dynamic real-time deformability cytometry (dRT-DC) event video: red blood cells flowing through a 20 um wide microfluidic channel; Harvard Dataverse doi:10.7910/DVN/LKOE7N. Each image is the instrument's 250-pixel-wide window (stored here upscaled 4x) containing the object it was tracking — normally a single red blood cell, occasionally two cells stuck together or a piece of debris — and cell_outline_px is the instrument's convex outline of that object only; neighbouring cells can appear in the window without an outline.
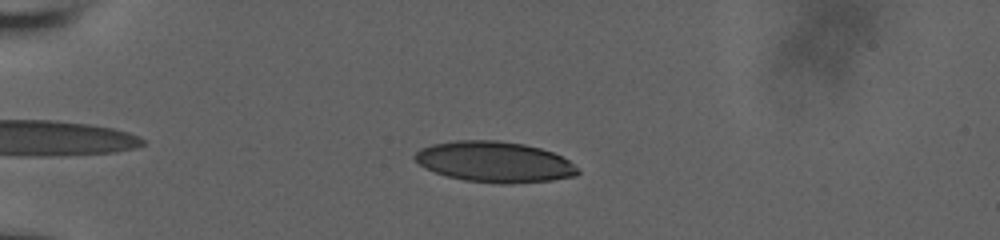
{"species": "human", "species_latin": "Homo sapiens", "temperature_condition": "room temperature", "stored_images_in_passage": 40, "camera_frame_rate_fps": 3000, "um_per_image_px": 0.085, "donor": {"sex": "male"}, "frame": {"image": 1, "passage_image": 5, "time_ms": 1.333, "image_size_px": [1000, 240], "cell_outline_px": [[580, 172], [576, 176], [552, 180], [512, 184], [500, 184], [464, 180], [448, 176], [436, 172], [420, 164], [412, 156], [420, 148], [432, 144], [456, 140], [496, 140], [524, 144], [540, 148], [552, 152], [568, 160], [580, 168]], "centroid_in_image_um": [42.06, 13.76], "position_along_channel_um": 42.9, "area_um2": 38.73}}
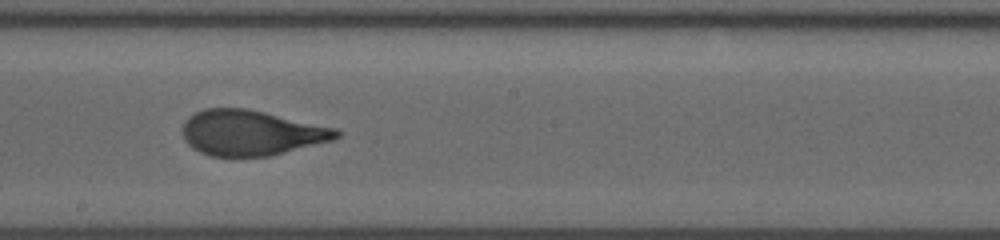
{"frame": {"image": 2, "passage_image": 23, "time_ms": 7.333, "image_size_px": [1000, 240], "cell_outline_px": [[340, 136], [332, 140], [272, 156], [212, 156], [200, 152], [192, 148], [184, 140], [184, 120], [188, 116], [204, 108], [248, 108], [336, 128], [340, 132]], "centroid_in_image_um": [21.34, 11.28], "position_along_channel_um": 226.9, "area_um2": 40.63}}
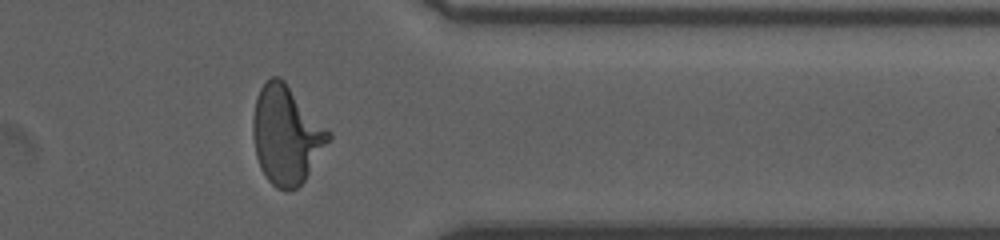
{"frame": {"image": 3, "passage_image": 36, "time_ms": 11.667, "image_size_px": [1000, 240], "cell_outline_px": [[332, 136], [304, 180], [296, 188], [288, 192], [284, 192], [276, 188], [268, 180], [260, 168], [256, 156], [252, 136], [252, 120], [256, 100], [260, 88], [272, 76], [280, 76], [284, 80], [332, 132]], "centroid_in_image_um": [24.33, 11.47], "position_along_channel_um": 387.1, "area_um2": 43.29}, "authors_computed_cell_mechanics": {"area_um2": 40.6334, "velocity_mm_per_s": 3.8542, "shape_relaxation_time_tau1_ms": 4.8841, "shape_relaxation_time_tau2_ms": null, "deformation_change_tau1": 0.2328, "deformation_change_tau2": null}}